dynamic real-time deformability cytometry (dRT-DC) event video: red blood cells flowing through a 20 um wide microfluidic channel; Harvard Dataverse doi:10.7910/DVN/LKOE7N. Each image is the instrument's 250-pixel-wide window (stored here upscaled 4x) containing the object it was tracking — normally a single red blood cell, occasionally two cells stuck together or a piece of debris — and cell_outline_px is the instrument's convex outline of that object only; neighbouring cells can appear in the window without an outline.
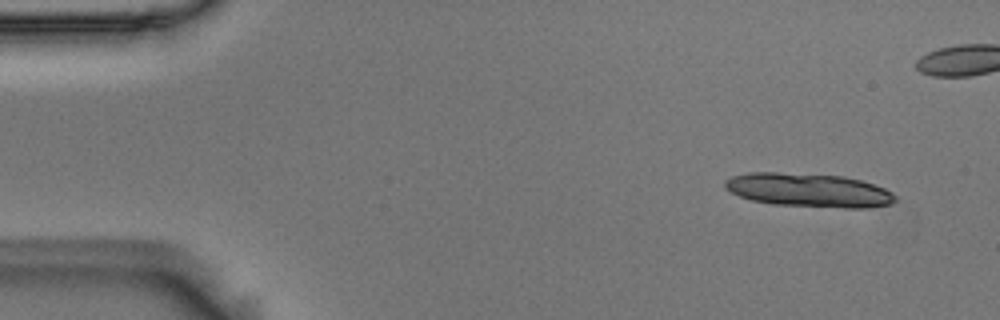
{"species": "Egyptian fruit bat (a non-hibernating species)", "species_latin": "Rousettus aegyptiacus", "temperature_condition": "room temperature", "stored_images_in_passage": 8, "camera_frame_rate_fps": 3000, "um_per_image_px": 0.085, "animal": {"sex": "male"}, "frame": {"image": 1, "passage_image": 1, "time_ms": 0.0, "image_size_px": [1000, 320], "cell_outline_px": [[896, 200], [892, 204], [868, 208], [844, 208], [772, 204], [752, 200], [740, 196], [724, 188], [724, 180], [732, 176], [748, 172], [780, 172], [844, 176], [860, 180], [884, 188], [892, 192], [896, 196]], "centroid_in_image_um": [68.74, 16.16], "position_along_channel_um": 16.3, "area_um2": 33.64}}
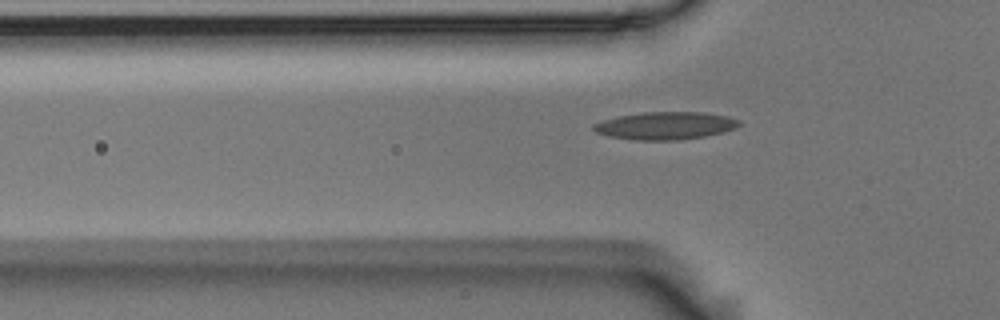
{"frame": {"image": 2, "passage_image": 6, "time_ms": 1.667, "image_size_px": [1000, 320], "cell_outline_px": [[740, 124], [736, 128], [724, 132], [704, 136], [680, 140], [632, 140], [608, 136], [596, 132], [592, 128], [592, 124], [604, 120], [620, 116], [644, 112], [700, 112], [728, 116], [740, 120]], "centroid_in_image_um": [56.56, 10.69], "position_along_channel_um": 69.2, "area_um2": 23.47}}
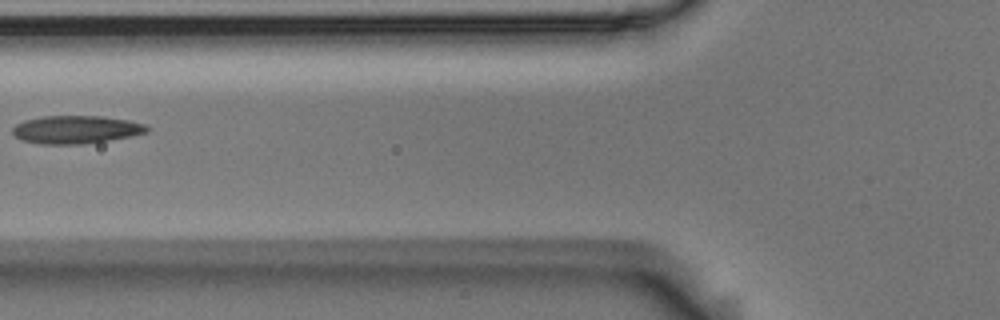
{"frame": {"image": 3, "passage_image": 7, "time_ms": 2.0, "image_size_px": [1000, 320], "cell_outline_px": [[148, 132], [108, 140], [84, 144], [40, 144], [20, 140], [12, 132], [12, 128], [16, 124], [24, 120], [44, 116], [104, 116], [128, 120], [144, 124], [148, 128]], "centroid_in_image_um": [6.42, 11.01], "position_along_channel_um": 119.4, "area_um2": 21.85}}